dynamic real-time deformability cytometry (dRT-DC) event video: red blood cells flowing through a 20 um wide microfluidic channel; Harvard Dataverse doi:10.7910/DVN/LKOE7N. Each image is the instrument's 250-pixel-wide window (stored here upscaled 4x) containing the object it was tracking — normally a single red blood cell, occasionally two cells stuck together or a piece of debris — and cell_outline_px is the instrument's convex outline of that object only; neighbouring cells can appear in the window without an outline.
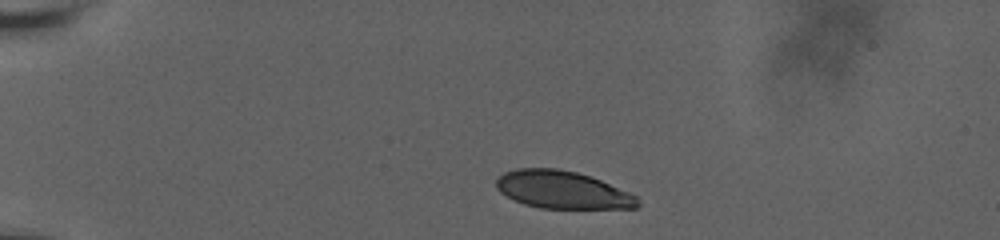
{"species": "human", "species_latin": "Homo sapiens", "temperature_condition": "room temperature", "stored_images_in_passage": 30, "camera_frame_rate_fps": 3000, "um_per_image_px": 0.085, "donor": {"sex": "male"}, "frame": {"image": 1, "passage_image": 1, "time_ms": 0.0, "image_size_px": [1000, 240], "cell_outline_px": [[640, 204], [636, 208], [540, 208], [524, 204], [500, 192], [496, 188], [496, 180], [504, 172], [516, 168], [556, 168], [576, 172], [600, 180], [628, 192], [636, 196]], "centroid_in_image_um": [47.78, 16.13], "position_along_channel_um": 37.2, "area_um2": 30.69}}
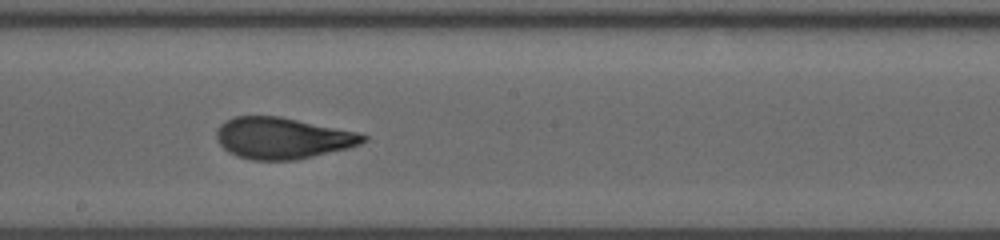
{"frame": {"image": 2, "passage_image": 16, "time_ms": 7.0, "image_size_px": [1000, 240], "cell_outline_px": [[368, 140], [360, 144], [348, 148], [296, 160], [252, 160], [236, 156], [228, 152], [216, 140], [216, 128], [224, 120], [236, 116], [280, 116], [356, 132], [368, 136]], "centroid_in_image_um": [23.97, 11.74], "position_along_channel_um": 224.2, "area_um2": 35.43}}
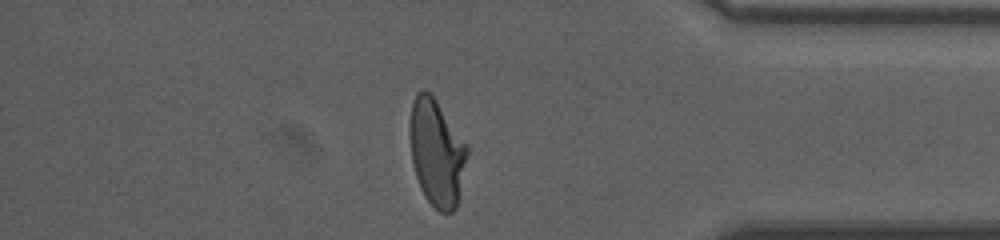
{"frame": {"image": 3, "passage_image": 28, "time_ms": 12.333, "image_size_px": [1000, 240], "cell_outline_px": [[468, 156], [456, 208], [452, 212], [440, 212], [424, 196], [420, 188], [412, 164], [408, 132], [408, 124], [412, 104], [416, 92], [420, 88], [424, 88], [432, 92], [468, 144]], "centroid_in_image_um": [37.1, 12.88], "position_along_channel_um": 398.1, "area_um2": 36.65}, "authors_computed_cell_mechanics": {"area_um2": 35.3158, "velocity_mm_per_s": 3.6444, "shape_relaxation_time_tau1_ms": 5.5434, "shape_relaxation_time_tau2_ms": 0.6918, "deformation_change_tau1": 0.1824, "deformation_change_tau2": 0.0423}}